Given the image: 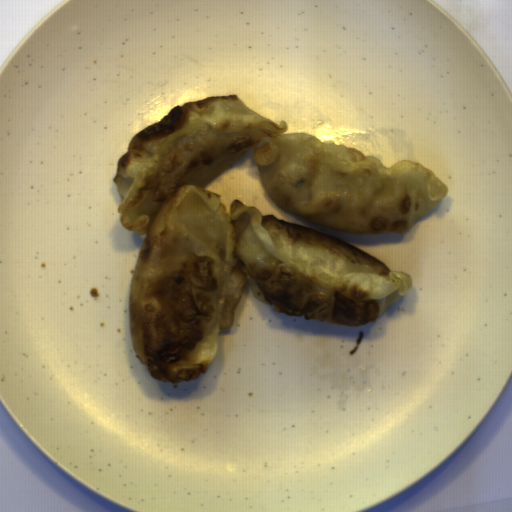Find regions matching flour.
Here are the masks:
<instances>
[{"mask_svg":"<svg viewBox=\"0 0 512 512\" xmlns=\"http://www.w3.org/2000/svg\"><path fill=\"white\" fill-rule=\"evenodd\" d=\"M288 131L237 95L173 107L133 135L113 182L119 222L144 236L130 284L135 357L152 379L206 374L219 333L233 327L246 284L274 311L342 327L367 326L413 288L412 276L312 228L233 199L227 212L204 186L253 149L266 193L330 229L405 234L448 188L411 160L387 167Z\"/></svg>","mask_w":512,"mask_h":512,"instance_id":"obj_1","label":"flour"}]
</instances>
